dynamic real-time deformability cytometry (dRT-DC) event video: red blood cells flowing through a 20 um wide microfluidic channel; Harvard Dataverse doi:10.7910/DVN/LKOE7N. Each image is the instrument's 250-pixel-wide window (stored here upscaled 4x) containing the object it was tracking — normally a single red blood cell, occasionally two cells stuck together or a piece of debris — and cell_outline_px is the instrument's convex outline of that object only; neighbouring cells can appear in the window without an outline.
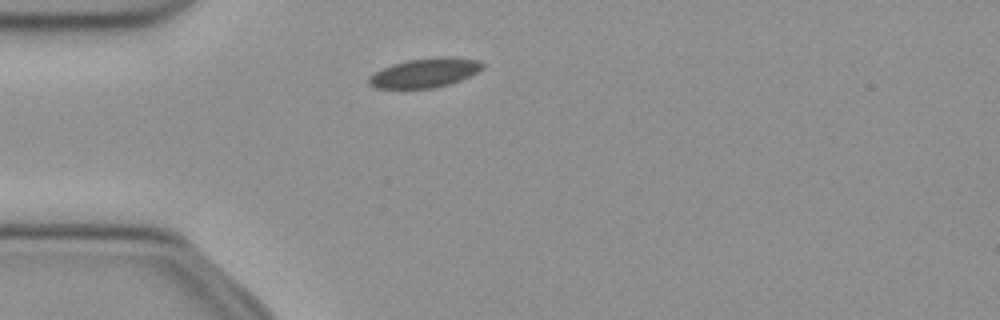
{"species": "common noctule bat (a hibernating species)", "species_latin": "Nyctalus noctula", "temperature_condition": "cold", "stored_images_in_passage": 39, "camera_frame_rate_fps": 3000, "um_per_image_px": 0.085, "animal": {"sex": "female", "body_mass_g": 21.9}, "frame": {"image": 1, "passage_image": 1, "time_ms": 0.0, "image_size_px": [1000, 320], "cell_outline_px": [[484, 68], [460, 80], [436, 88], [376, 88], [368, 84], [368, 76], [392, 64], [408, 60], [432, 56], [452, 56], [480, 60], [484, 64]], "centroid_in_image_um": [36.13, 6.17], "position_along_channel_um": 48.9, "area_um2": 19.54}}
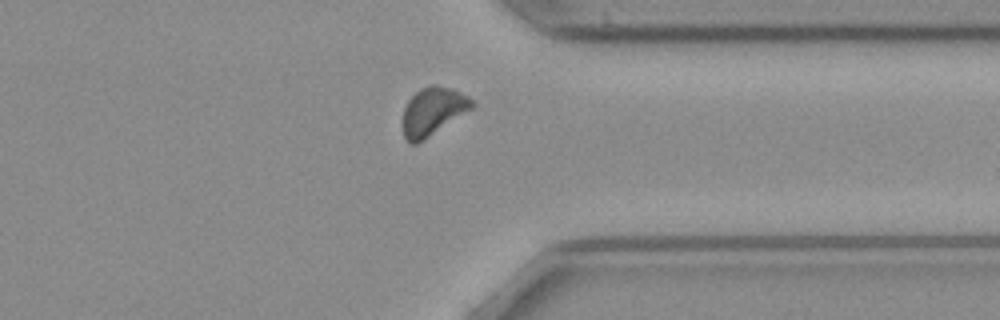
{"frame": {"image": 2, "passage_image": 27, "time_ms": 8.667, "image_size_px": [1000, 320], "cell_outline_px": [[476, 104], [472, 108], [424, 140], [416, 144], [412, 144], [404, 136], [400, 124], [404, 108], [408, 100], [420, 88], [432, 84], [436, 84], [452, 88], [468, 96]], "centroid_in_image_um": [36.76, 9.46], "position_along_channel_um": 374.6, "area_um2": 19.54}}
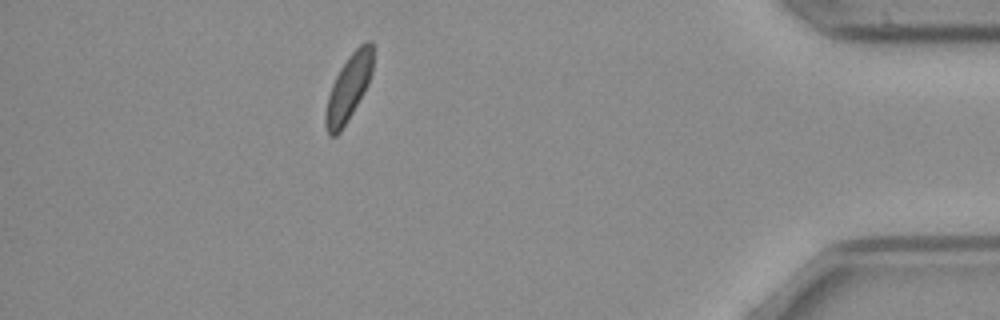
{"frame": {"image": 3, "passage_image": 33, "time_ms": 10.667, "image_size_px": [1000, 320], "cell_outline_px": [[372, 72], [368, 84], [364, 92], [340, 132], [336, 136], [328, 136], [324, 124], [324, 116], [328, 96], [332, 84], [340, 68], [348, 56], [360, 44], [368, 40], [372, 40]], "centroid_in_image_um": [29.61, 7.47], "position_along_channel_um": 405.6, "area_um2": 18.15}}